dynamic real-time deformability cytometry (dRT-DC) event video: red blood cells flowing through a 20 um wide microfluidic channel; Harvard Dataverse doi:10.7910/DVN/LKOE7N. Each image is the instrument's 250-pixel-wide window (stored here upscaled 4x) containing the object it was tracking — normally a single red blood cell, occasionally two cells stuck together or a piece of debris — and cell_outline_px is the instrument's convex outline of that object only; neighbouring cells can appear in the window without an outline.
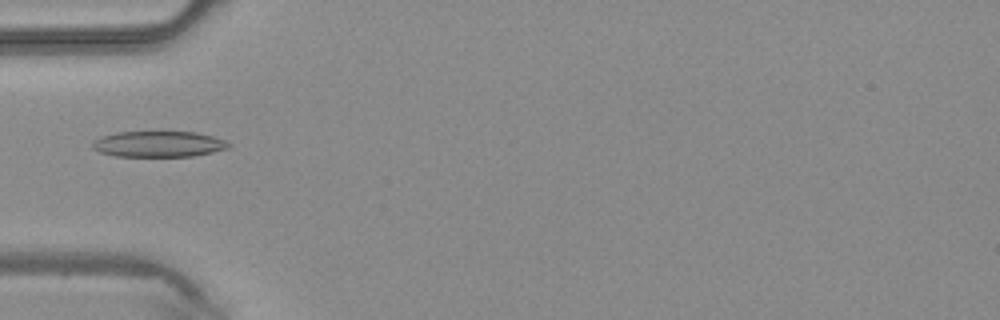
{"species": "common noctule bat (a hibernating species)", "species_latin": "Nyctalus noctula", "temperature_condition": "warm", "stored_images_in_passage": 1, "camera_frame_rate_fps": 3000, "um_per_image_px": 0.085, "animal": {"sex": "male", "body_mass_g": 20.4}, "frame": {"image": 1, "passage_image": 1, "time_ms": 0.0, "image_size_px": [1000, 320], "cell_outline_px": [[232, 148], [192, 156], [116, 156], [100, 152], [92, 148], [92, 140], [100, 136], [116, 132], [196, 132], [212, 136], [224, 140], [232, 144]], "centroid_in_image_um": [13.48, 12.24], "position_along_channel_um": 71.5, "area_um2": 20.63}}